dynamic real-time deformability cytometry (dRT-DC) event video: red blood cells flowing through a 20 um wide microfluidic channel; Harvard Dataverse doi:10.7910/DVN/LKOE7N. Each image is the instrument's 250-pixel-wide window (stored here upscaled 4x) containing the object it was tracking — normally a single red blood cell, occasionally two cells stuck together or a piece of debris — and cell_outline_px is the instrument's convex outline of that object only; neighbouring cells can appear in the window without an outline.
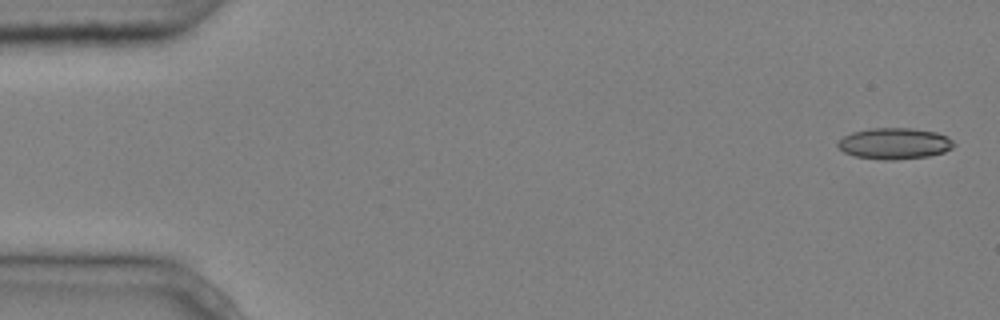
{"species": "common noctule bat (a hibernating species)", "species_latin": "Nyctalus noctula", "temperature_condition": "cold", "stored_images_in_passage": 5, "camera_frame_rate_fps": 3000, "um_per_image_px": 0.085, "animal": {"sex": "male", "body_mass_g": 20.4}, "frame": {"image": 1, "passage_image": 1, "time_ms": 0.0, "image_size_px": [1000, 320], "cell_outline_px": [[956, 144], [952, 148], [944, 152], [928, 156], [896, 160], [884, 160], [856, 156], [844, 152], [836, 144], [844, 136], [852, 132], [868, 128], [912, 128], [936, 132], [948, 136]], "centroid_in_image_um": [76.06, 12.19], "position_along_channel_um": 8.9, "area_um2": 21.15}}
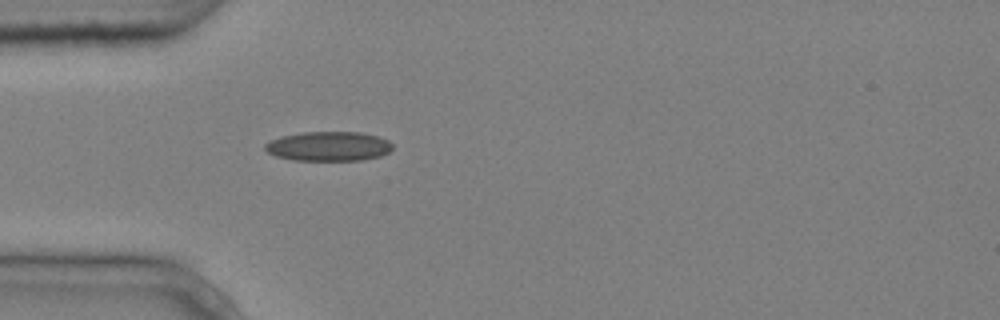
{"frame": {"image": 2, "passage_image": 5, "time_ms": 1.333, "image_size_px": [1000, 320], "cell_outline_px": [[392, 148], [388, 152], [380, 156], [360, 160], [292, 160], [276, 156], [268, 152], [264, 148], [264, 144], [280, 136], [304, 132], [360, 132], [376, 136], [388, 140], [392, 144]], "centroid_in_image_um": [27.91, 12.43], "position_along_channel_um": 57.1, "area_um2": 21.79}}